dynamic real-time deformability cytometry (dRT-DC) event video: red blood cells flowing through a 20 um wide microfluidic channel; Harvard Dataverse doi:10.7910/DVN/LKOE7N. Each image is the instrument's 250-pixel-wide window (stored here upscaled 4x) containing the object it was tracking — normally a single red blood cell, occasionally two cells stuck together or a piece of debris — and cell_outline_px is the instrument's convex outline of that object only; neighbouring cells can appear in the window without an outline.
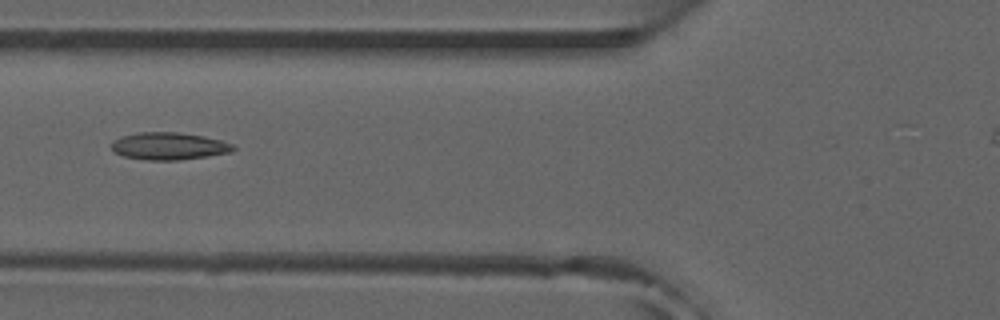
{"species": "common noctule bat (a hibernating species)", "species_latin": "Nyctalus noctula", "temperature_condition": "room temperature", "stored_images_in_passage": 22, "camera_frame_rate_fps": 3000, "um_per_image_px": 0.085, "animal": {"sex": "male", "forearm_length_mm": 52.5}, "frame": {"image": 1, "passage_image": 16, "time_ms": 5.0, "image_size_px": [1000, 320], "cell_outline_px": [[236, 148], [232, 152], [208, 156], [180, 160], [148, 160], [124, 156], [116, 152], [112, 148], [112, 140], [120, 136], [136, 132], [176, 132], [204, 136], [220, 140], [232, 144]], "centroid_in_image_um": [14.36, 12.41], "position_along_channel_um": 111.4, "area_um2": 19.42}}